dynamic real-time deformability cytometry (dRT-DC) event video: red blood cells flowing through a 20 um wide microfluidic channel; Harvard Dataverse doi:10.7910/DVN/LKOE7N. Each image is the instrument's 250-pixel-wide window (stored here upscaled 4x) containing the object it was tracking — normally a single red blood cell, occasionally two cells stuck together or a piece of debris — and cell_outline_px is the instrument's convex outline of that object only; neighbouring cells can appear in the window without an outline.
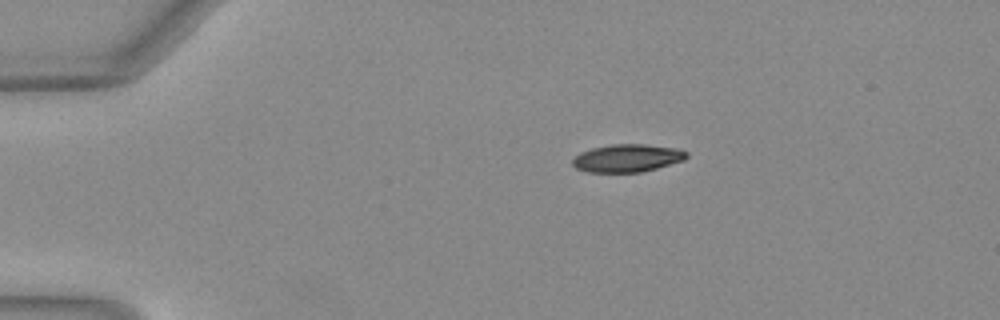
{"species": "Egyptian fruit bat (a non-hibernating species)", "species_latin": "Rousettus aegyptiacus", "temperature_condition": "warm", "stored_images_in_passage": 5, "camera_frame_rate_fps": 3000, "um_per_image_px": 0.085, "animal": {"sex": "female"}, "frame": {"image": 1, "passage_image": 1, "time_ms": 0.0, "image_size_px": [1000, 320], "cell_outline_px": [[688, 156], [684, 160], [656, 168], [640, 172], [588, 172], [576, 168], [572, 164], [572, 160], [580, 152], [592, 148], [612, 144], [644, 144], [676, 148], [688, 152]], "centroid_in_image_um": [53.31, 13.43], "position_along_channel_um": 31.7, "area_um2": 18.38}}